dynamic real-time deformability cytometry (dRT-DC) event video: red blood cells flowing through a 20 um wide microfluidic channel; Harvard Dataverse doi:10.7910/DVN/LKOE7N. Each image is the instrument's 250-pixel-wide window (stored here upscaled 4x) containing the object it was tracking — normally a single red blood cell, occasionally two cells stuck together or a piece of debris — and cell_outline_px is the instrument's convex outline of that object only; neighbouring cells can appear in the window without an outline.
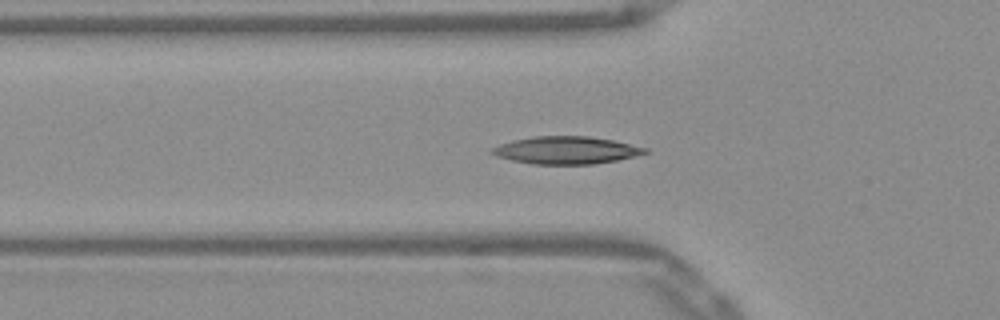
{"species": "Egyptian fruit bat (a non-hibernating species)", "species_latin": "Rousettus aegyptiacus", "temperature_condition": "warm", "stored_images_in_passage": 50, "segment_of_instrument_passage": [1, 2], "camera_frame_rate_fps": 3000, "um_per_image_px": 0.085, "frame": {"image": 1, "passage_image": 14, "time_ms": 4.333, "image_size_px": [1000, 320], "cell_outline_px": [[652, 152], [616, 160], [592, 164], [532, 164], [512, 160], [496, 156], [488, 152], [492, 148], [500, 144], [512, 140], [536, 136], [588, 136], [612, 140], [648, 148]], "centroid_in_image_um": [48.12, 12.77], "position_along_channel_um": 77.7, "area_um2": 24.51}}
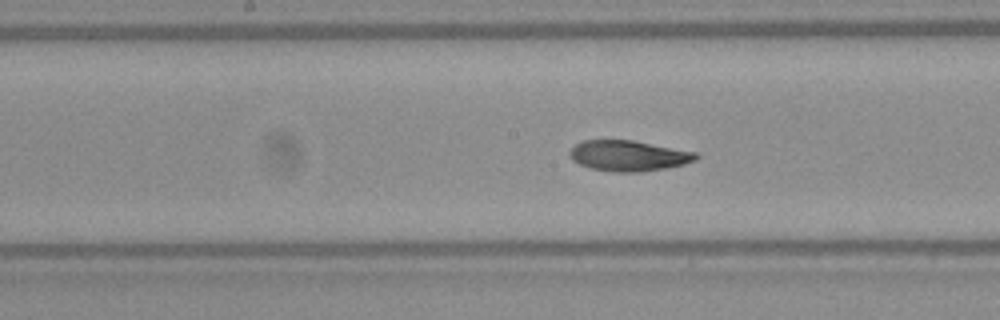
{"frame": {"image": 2, "passage_image": 23, "time_ms": 7.333, "image_size_px": [1000, 320], "cell_outline_px": [[700, 156], [696, 160], [684, 164], [668, 168], [640, 172], [612, 172], [588, 168], [572, 160], [568, 152], [576, 144], [584, 140], [632, 140], [696, 152]], "centroid_in_image_um": [53.43, 13.25], "position_along_channel_um": 194.8, "area_um2": 22.66}}
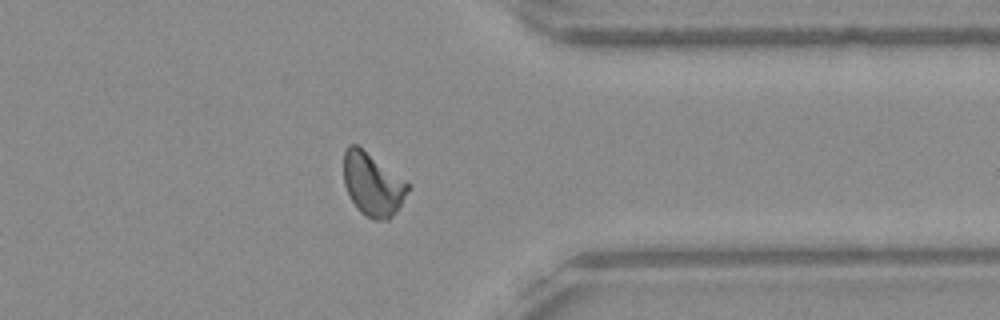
{"frame": {"image": 3, "passage_image": 38, "time_ms": 12.333, "image_size_px": [1000, 320], "cell_outline_px": [[408, 188], [396, 212], [388, 220], [376, 220], [360, 212], [352, 200], [344, 184], [344, 152], [348, 144], [356, 144], [408, 184]], "centroid_in_image_um": [31.62, 15.68], "position_along_channel_um": 379.8, "area_um2": 22.66}}